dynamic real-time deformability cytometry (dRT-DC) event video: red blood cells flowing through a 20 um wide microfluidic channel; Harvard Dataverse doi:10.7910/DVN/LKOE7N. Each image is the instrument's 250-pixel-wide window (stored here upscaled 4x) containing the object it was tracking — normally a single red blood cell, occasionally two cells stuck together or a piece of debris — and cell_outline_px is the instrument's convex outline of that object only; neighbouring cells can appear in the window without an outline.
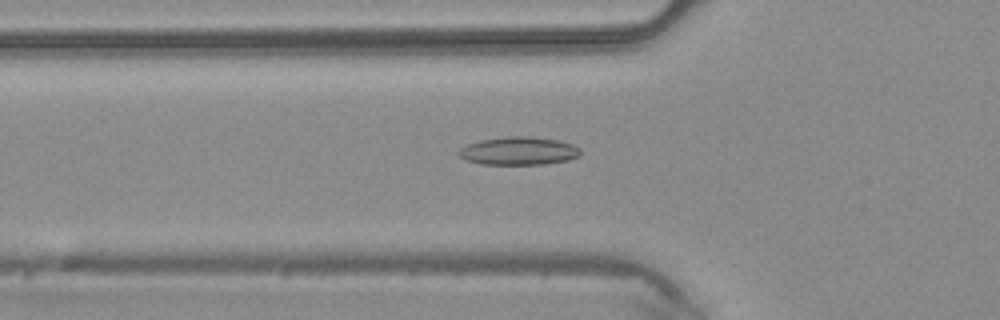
{"species": "common noctule bat (a hibernating species)", "species_latin": "Nyctalus noctula", "temperature_condition": "warm", "stored_images_in_passage": 42, "camera_frame_rate_fps": 3000, "um_per_image_px": 0.085, "animal": {"sex": "male", "body_mass_g": 20.4}, "frame": {"image": 1, "passage_image": 16, "time_ms": 5.0, "image_size_px": [1000, 320], "cell_outline_px": [[580, 156], [568, 160], [544, 164], [480, 164], [468, 160], [460, 156], [456, 152], [460, 148], [468, 144], [480, 140], [508, 136], [528, 136], [560, 140], [572, 144], [580, 148]], "centroid_in_image_um": [44.1, 12.82], "position_along_channel_um": 81.7, "area_um2": 19.94}}
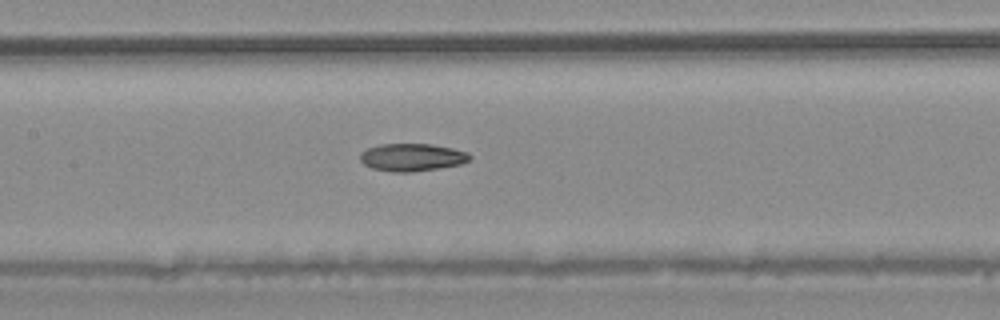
{"frame": {"image": 2, "passage_image": 22, "time_ms": 7.0, "image_size_px": [1000, 320], "cell_outline_px": [[472, 156], [468, 160], [460, 164], [440, 168], [412, 172], [392, 172], [372, 168], [364, 164], [360, 160], [360, 152], [368, 148], [380, 144], [432, 144], [452, 148], [468, 152]], "centroid_in_image_um": [35.01, 13.37], "position_along_channel_um": 172.4, "area_um2": 17.69}}
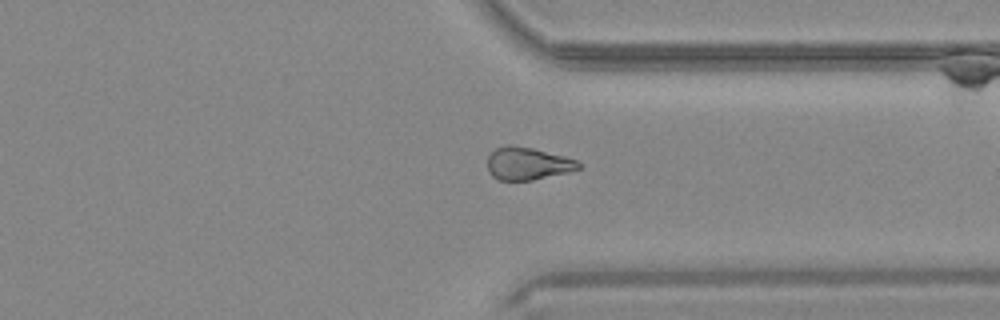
{"frame": {"image": 3, "passage_image": 35, "time_ms": 11.333, "image_size_px": [1000, 320], "cell_outline_px": [[580, 168], [568, 172], [532, 180], [496, 180], [488, 172], [488, 156], [496, 148], [508, 144], [512, 144], [532, 148], [564, 156], [576, 160], [580, 164]], "centroid_in_image_um": [44.81, 13.9], "position_along_channel_um": 366.6, "area_um2": 17.28}}